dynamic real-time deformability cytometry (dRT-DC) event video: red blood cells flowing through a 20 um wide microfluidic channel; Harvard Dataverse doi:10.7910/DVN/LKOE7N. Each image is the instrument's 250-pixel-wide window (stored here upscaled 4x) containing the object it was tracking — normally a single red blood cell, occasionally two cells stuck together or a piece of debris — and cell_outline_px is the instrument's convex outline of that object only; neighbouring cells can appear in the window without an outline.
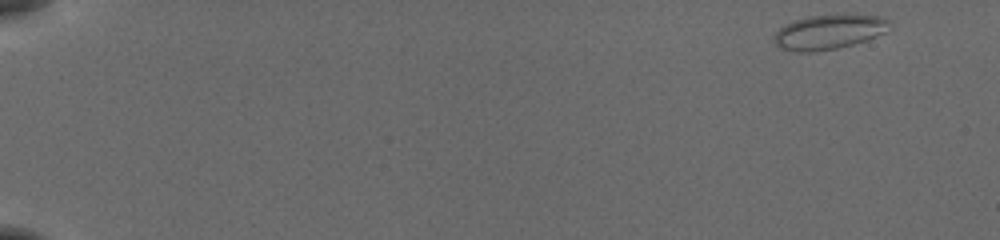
{"species": "common noctule bat (a hibernating species)", "species_latin": "Nyctalus noctula", "temperature_condition": "cold", "stored_images_in_passage": 52, "camera_frame_rate_fps": 3000, "um_per_image_px": 0.085, "animal": {"sex": "female", "body_mass_g": 19.5, "forearm_length_mm": 54.1}, "frame": {"image": 1, "passage_image": 1, "time_ms": 0.0, "image_size_px": [1000, 240], "cell_outline_px": [[888, 32], [852, 44], [836, 48], [812, 52], [796, 52], [780, 48], [772, 40], [772, 36], [784, 24], [792, 20], [808, 16], [884, 16], [888, 20]], "centroid_in_image_um": [70.38, 2.73], "position_along_channel_um": 14.6, "area_um2": 22.95}}
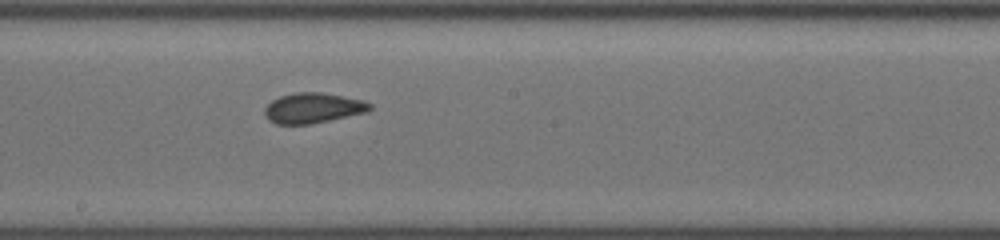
{"frame": {"image": 2, "passage_image": 30, "time_ms": 9.667, "image_size_px": [1000, 240], "cell_outline_px": [[372, 108], [368, 112], [308, 124], [276, 124], [268, 120], [264, 116], [264, 108], [272, 100], [280, 96], [296, 92], [320, 92], [364, 100], [372, 104]], "centroid_in_image_um": [26.59, 9.18], "position_along_channel_um": 221.6, "area_um2": 18.55}}
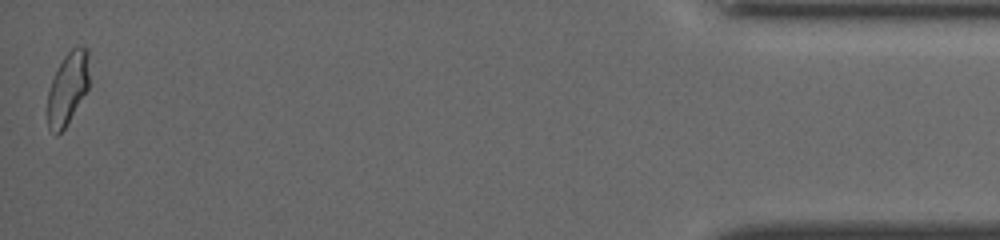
{"frame": {"image": 3, "passage_image": 52, "time_ms": 17.0, "image_size_px": [1000, 240], "cell_outline_px": [[88, 88], [64, 128], [56, 136], [48, 128], [48, 92], [52, 80], [64, 56], [76, 44], [80, 44], [88, 48]], "centroid_in_image_um": [5.76, 7.46], "position_along_channel_um": 429.4, "area_um2": 17.34}, "authors_computed_cell_mechanics": {"area_um2": 18.5827, "velocity_mm_per_s": 3.8735, "shape_relaxation_time_tau1_ms": null, "shape_relaxation_time_tau2_ms": 0.863, "deformation_change_tau1": null, "deformation_change_tau2": 0.0601}}